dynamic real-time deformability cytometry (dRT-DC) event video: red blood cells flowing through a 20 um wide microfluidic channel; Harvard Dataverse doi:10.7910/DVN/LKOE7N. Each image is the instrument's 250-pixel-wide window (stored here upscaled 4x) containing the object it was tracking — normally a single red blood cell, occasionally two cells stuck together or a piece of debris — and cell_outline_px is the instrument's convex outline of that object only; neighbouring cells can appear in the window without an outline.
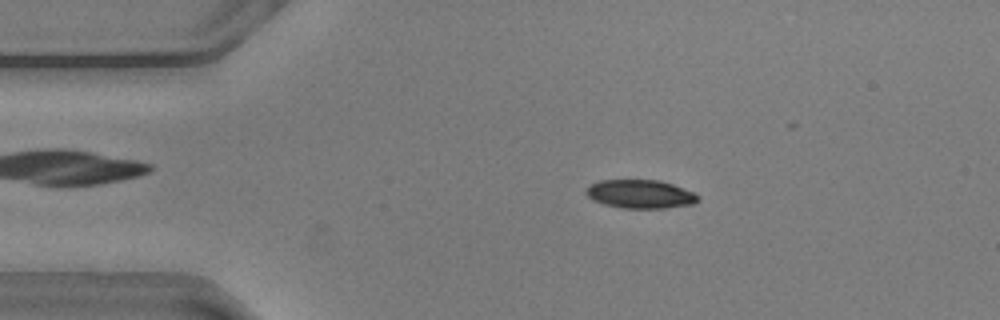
{"species": "common noctule bat (a hibernating species)", "species_latin": "Nyctalus noctula", "temperature_condition": "warm", "stored_images_in_passage": 46, "camera_frame_rate_fps": 3000, "um_per_image_px": 0.085, "animal": {"sex": "male", "body_mass_g": 20.5, "forearm_length_mm": 52.5}, "frame": {"image": 1, "passage_image": 10, "time_ms": 3.0, "image_size_px": [1000, 320], "cell_outline_px": [[700, 200], [692, 204], [664, 208], [620, 208], [604, 204], [592, 200], [584, 192], [592, 184], [600, 180], [660, 180], [672, 184], [692, 192], [700, 196]], "centroid_in_image_um": [54.42, 16.5], "position_along_channel_um": 30.6, "area_um2": 18.55}}
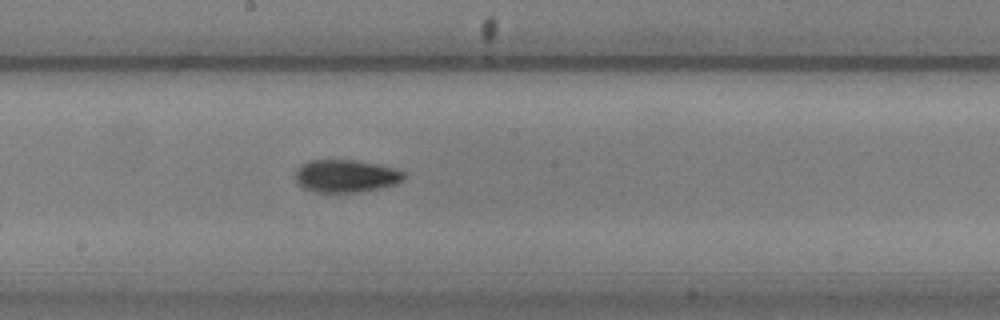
{"frame": {"image": 2, "passage_image": 29, "time_ms": 9.333, "image_size_px": [1000, 320], "cell_outline_px": [[404, 180], [396, 184], [356, 192], [316, 192], [304, 188], [296, 180], [296, 168], [312, 160], [356, 160], [380, 164], [404, 172]], "centroid_in_image_um": [29.41, 14.95], "position_along_channel_um": 218.8, "area_um2": 20.4}}
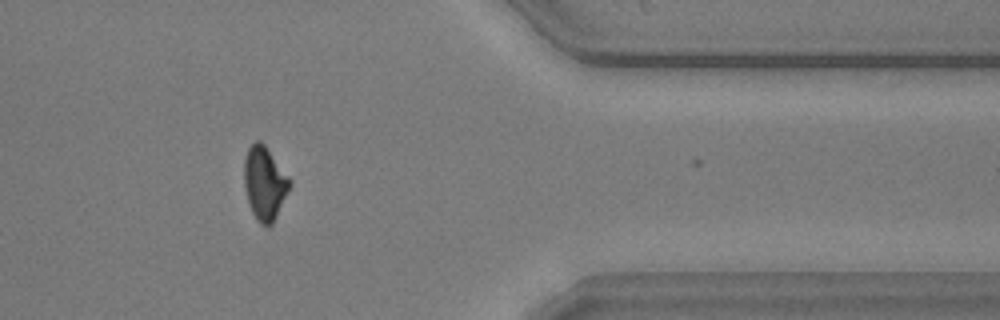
{"frame": {"image": 3, "passage_image": 45, "time_ms": 14.667, "image_size_px": [1000, 320], "cell_outline_px": [[292, 184], [272, 224], [268, 228], [260, 224], [256, 220], [252, 212], [248, 200], [244, 184], [244, 160], [248, 148], [256, 140], [260, 140], [264, 144], [292, 180]], "centroid_in_image_um": [22.5, 15.58], "position_along_channel_um": 388.9, "area_um2": 19.54}, "authors_computed_cell_mechanics": {"area_um2": 19.5075, "velocity_mm_per_s": 3.6183, "shape_relaxation_time_tau1_ms": 1.9015, "shape_relaxation_time_tau2_ms": 4.0539, "deformation_change_tau1": 0.1324, "deformation_change_tau2": 0.1008}}